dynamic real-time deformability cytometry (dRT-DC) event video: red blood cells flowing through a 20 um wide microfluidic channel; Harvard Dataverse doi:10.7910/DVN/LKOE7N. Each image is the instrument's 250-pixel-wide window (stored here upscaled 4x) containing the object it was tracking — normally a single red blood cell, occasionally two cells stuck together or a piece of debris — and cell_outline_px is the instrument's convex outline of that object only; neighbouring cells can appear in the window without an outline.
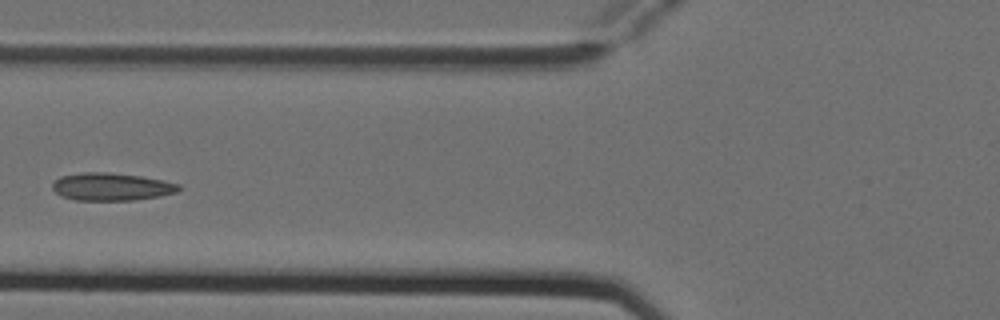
{"species": "Egyptian fruit bat (a non-hibernating species)", "species_latin": "Rousettus aegyptiacus", "temperature_condition": "cold", "stored_images_in_passage": 4, "camera_frame_rate_fps": 3000, "um_per_image_px": 0.085, "animal": {"sex": "female"}, "frame": {"image": 1, "passage_image": 4, "time_ms": 1.0, "image_size_px": [1000, 320], "cell_outline_px": [[180, 188], [176, 192], [160, 196], [132, 200], [76, 200], [64, 196], [56, 192], [52, 188], [52, 184], [60, 176], [80, 172], [108, 172], [140, 176], [164, 180], [180, 184]], "centroid_in_image_um": [9.48, 15.86], "position_along_channel_um": 116.3, "area_um2": 20.29}}